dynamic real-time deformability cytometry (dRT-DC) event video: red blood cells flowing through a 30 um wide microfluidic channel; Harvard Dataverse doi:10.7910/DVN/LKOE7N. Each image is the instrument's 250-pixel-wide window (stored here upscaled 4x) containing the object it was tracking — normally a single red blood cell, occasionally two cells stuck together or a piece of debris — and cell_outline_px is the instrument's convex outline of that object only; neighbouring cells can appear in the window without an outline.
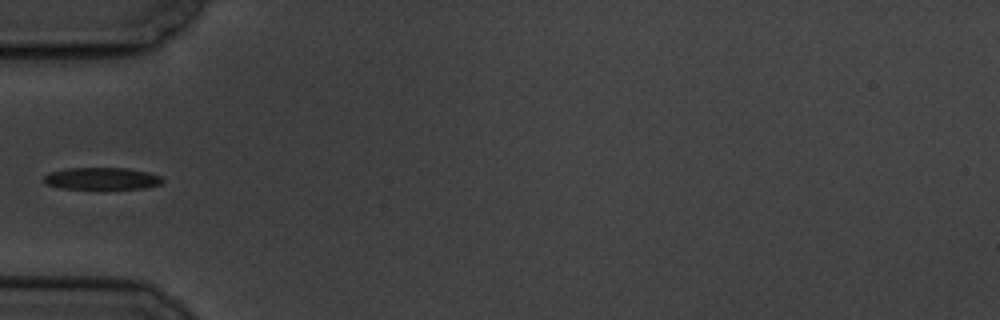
{"species": "common noctule bat (a hibernating species)", "species_latin": "Nyctalus noctula", "temperature_condition": "cold", "stored_images_in_passage": 8, "camera_frame_rate_fps": 3000, "um_per_image_px": 0.085, "animal": {"sex": "male", "body_mass_g": 19.5, "forearm_length_mm": 54.6}, "frame": {"image": 1, "passage_image": 6, "time_ms": 6.0, "image_size_px": [1000, 320], "cell_outline_px": [[164, 180], [160, 184], [144, 188], [60, 188], [44, 184], [44, 176], [48, 172], [68, 168], [128, 168], [148, 172], [160, 176]], "centroid_in_image_um": [8.62, 15.16], "position_along_channel_um": 76.4, "area_um2": 15.14}}
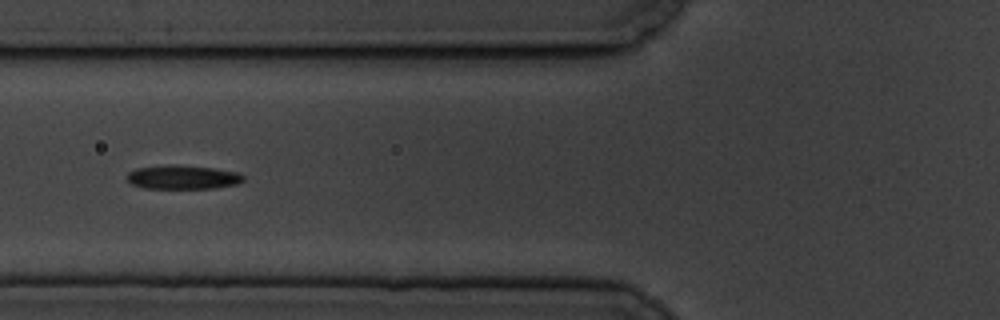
{"frame": {"image": 2, "passage_image": 7, "time_ms": 7.0, "image_size_px": [1000, 320], "cell_outline_px": [[244, 180], [236, 184], [216, 188], [144, 188], [132, 184], [128, 180], [128, 172], [136, 168], [172, 164], [176, 164], [216, 168], [240, 172], [244, 176]], "centroid_in_image_um": [15.57, 15.05], "position_along_channel_um": 110.2, "area_um2": 16.36}}
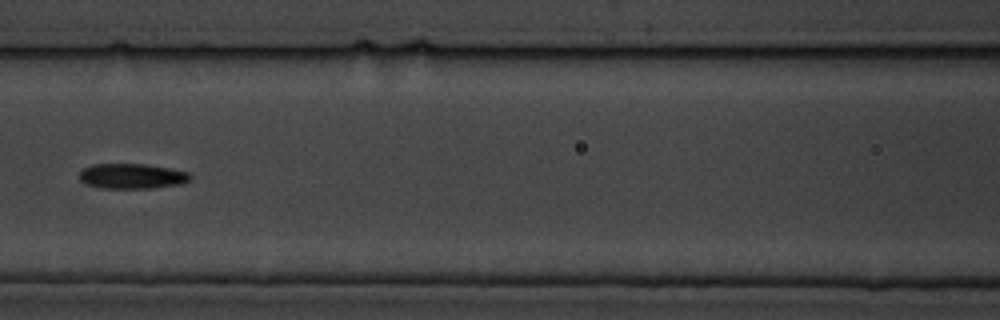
{"frame": {"image": 3, "passage_image": 8, "time_ms": 8.333, "image_size_px": [1000, 320], "cell_outline_px": [[192, 176], [188, 180], [180, 184], [152, 188], [100, 188], [84, 184], [80, 180], [80, 172], [84, 168], [92, 164], [148, 164], [188, 172]], "centroid_in_image_um": [11.19, 14.97], "position_along_channel_um": 155.4, "area_um2": 16.24}}